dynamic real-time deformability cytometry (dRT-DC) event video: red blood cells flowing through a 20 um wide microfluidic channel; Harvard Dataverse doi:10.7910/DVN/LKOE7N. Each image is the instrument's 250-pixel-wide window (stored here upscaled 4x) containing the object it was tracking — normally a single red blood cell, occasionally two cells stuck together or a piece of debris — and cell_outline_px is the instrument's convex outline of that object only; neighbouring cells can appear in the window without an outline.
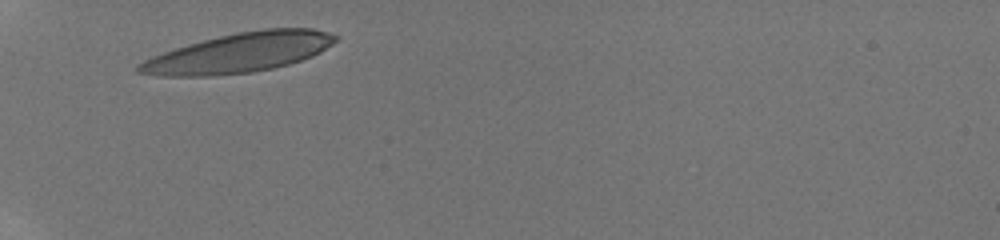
{"species": "human", "species_latin": "Homo sapiens", "temperature_condition": "room temperature", "stored_images_in_passage": 22, "camera_frame_rate_fps": 3000, "um_per_image_px": 0.085, "donor": {"sex": "male"}, "frame": {"image": 1, "passage_image": 1, "time_ms": 0.0, "image_size_px": [1000, 240], "cell_outline_px": [[340, 40], [320, 52], [312, 56], [288, 64], [272, 68], [252, 72], [208, 76], [160, 76], [136, 72], [136, 64], [152, 56], [188, 44], [220, 36], [240, 32], [264, 28], [312, 28], [328, 32], [340, 36]], "centroid_in_image_um": [20.36, 4.48], "position_along_channel_um": 64.6, "area_um2": 45.2}}
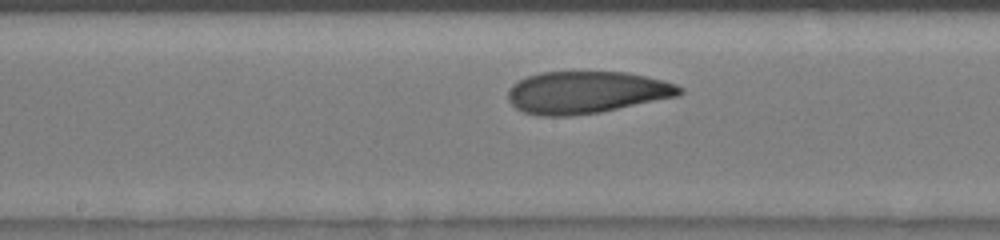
{"frame": {"image": 2, "passage_image": 8, "time_ms": 3.667, "image_size_px": [1000, 240], "cell_outline_px": [[684, 92], [680, 96], [600, 112], [572, 116], [540, 116], [524, 112], [516, 108], [508, 100], [508, 92], [512, 84], [528, 76], [540, 72], [624, 72], [664, 80], [676, 84], [684, 88]], "centroid_in_image_um": [49.87, 7.86], "position_along_channel_um": 198.3, "area_um2": 42.31}}
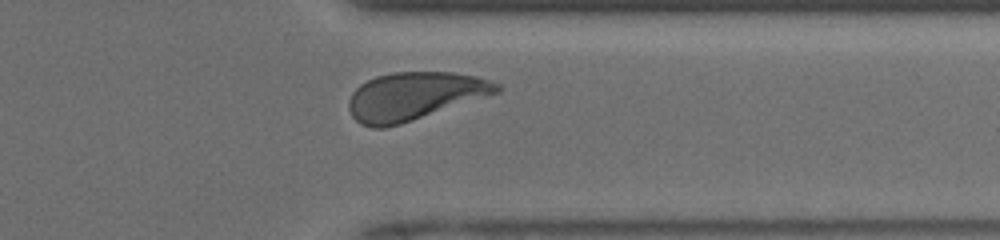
{"frame": {"image": 3, "passage_image": 20, "time_ms": 8.0, "image_size_px": [1000, 240], "cell_outline_px": [[504, 88], [500, 92], [488, 96], [400, 124], [384, 128], [372, 128], [360, 124], [352, 116], [348, 108], [348, 100], [352, 92], [360, 84], [376, 76], [392, 72], [452, 72], [476, 76], [500, 84]], "centroid_in_image_um": [35.21, 8.17], "position_along_channel_um": 376.2, "area_um2": 41.38}, "authors_computed_cell_mechanics": {"area_um2": 41.4426, "velocity_mm_per_s": 4.0967, "shape_relaxation_time_tau1_ms": 3.5619, "shape_relaxation_time_tau2_ms": 1.0855, "deformation_change_tau1": 0.1792, "deformation_change_tau2": 0.0793}}